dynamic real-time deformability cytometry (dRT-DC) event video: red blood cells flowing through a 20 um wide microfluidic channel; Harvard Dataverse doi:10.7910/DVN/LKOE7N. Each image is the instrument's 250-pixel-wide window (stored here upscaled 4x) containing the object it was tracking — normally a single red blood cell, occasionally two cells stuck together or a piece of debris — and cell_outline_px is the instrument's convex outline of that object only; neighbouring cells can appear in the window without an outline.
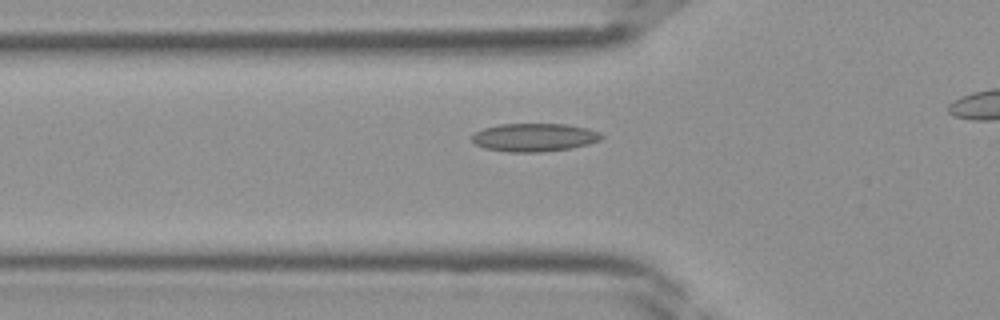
{"species": "Egyptian fruit bat (a non-hibernating species)", "species_latin": "Rousettus aegyptiacus", "temperature_condition": "room temperature", "stored_images_in_passage": 24, "camera_frame_rate_fps": 3000, "um_per_image_px": 0.085, "frame": {"image": 1, "passage_image": 3, "time_ms": 0.667, "image_size_px": [1000, 320], "cell_outline_px": [[604, 136], [600, 140], [588, 144], [572, 148], [540, 152], [508, 152], [484, 148], [476, 144], [472, 140], [472, 136], [476, 132], [484, 128], [500, 124], [568, 124], [588, 128], [600, 132]], "centroid_in_image_um": [45.45, 11.68], "position_along_channel_um": 80.4, "area_um2": 21.33}}
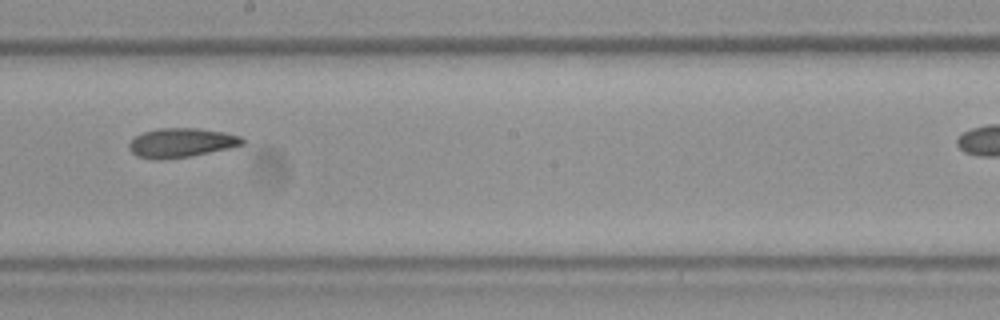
{"frame": {"image": 2, "passage_image": 12, "time_ms": 3.667, "image_size_px": [1000, 320], "cell_outline_px": [[244, 144], [228, 148], [192, 156], [164, 160], [152, 160], [136, 156], [128, 148], [128, 144], [136, 136], [144, 132], [160, 128], [196, 128], [224, 132], [240, 136], [244, 140]], "centroid_in_image_um": [15.38, 12.15], "position_along_channel_um": 232.8, "area_um2": 19.36}}
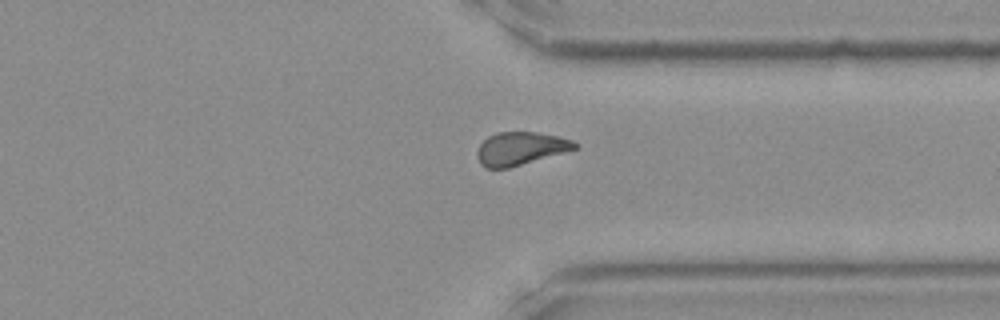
{"frame": {"image": 3, "passage_image": 20, "time_ms": 6.333, "image_size_px": [1000, 320], "cell_outline_px": [[580, 148], [508, 168], [484, 168], [480, 164], [476, 156], [476, 152], [480, 144], [488, 136], [496, 132], [536, 132], [556, 136], [572, 140], [580, 144]], "centroid_in_image_um": [44.24, 12.63], "position_along_channel_um": 367.2, "area_um2": 18.96}}